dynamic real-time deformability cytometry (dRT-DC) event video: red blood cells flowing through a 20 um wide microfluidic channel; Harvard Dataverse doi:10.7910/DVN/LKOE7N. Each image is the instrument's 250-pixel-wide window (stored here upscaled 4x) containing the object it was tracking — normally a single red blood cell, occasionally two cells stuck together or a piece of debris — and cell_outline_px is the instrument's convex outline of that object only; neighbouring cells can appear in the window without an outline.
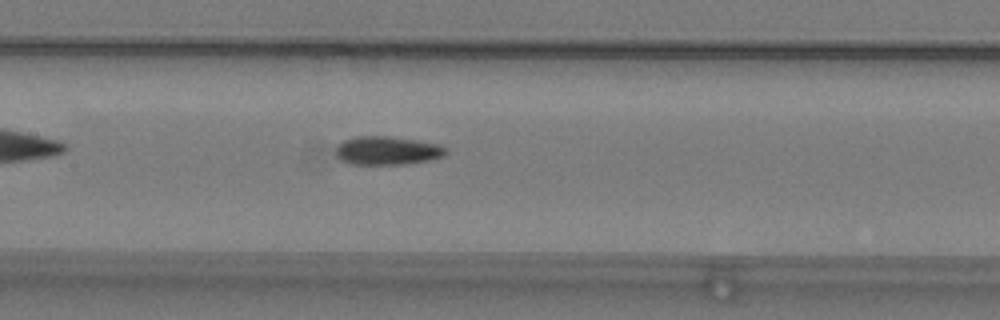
{"species": "common noctule bat (a hibernating species)", "species_latin": "Nyctalus noctula", "temperature_condition": "warm", "stored_images_in_passage": 43, "camera_frame_rate_fps": 3000, "um_per_image_px": 0.085, "animal": {"sex": "male", "body_mass_g": 19.2, "forearm_length_mm": 51.8}, "frame": {"image": 1, "passage_image": 16, "time_ms": 5.0, "image_size_px": [1000, 320], "cell_outline_px": [[448, 152], [444, 156], [428, 160], [408, 164], [348, 164], [340, 160], [336, 156], [336, 144], [344, 140], [356, 136], [388, 136], [416, 140], [440, 144], [448, 148]], "centroid_in_image_um": [32.91, 12.8], "position_along_channel_um": 174.5, "area_um2": 18.55}}
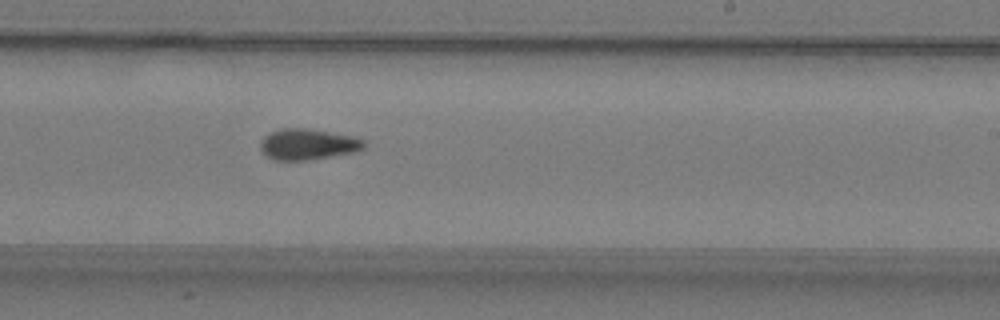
{"frame": {"image": 2, "passage_image": 23, "time_ms": 7.333, "image_size_px": [1000, 320], "cell_outline_px": [[364, 148], [352, 152], [308, 160], [272, 160], [260, 148], [260, 140], [268, 132], [284, 128], [308, 128], [356, 136], [364, 140]], "centroid_in_image_um": [26.14, 12.24], "position_along_channel_um": 262.9, "area_um2": 18.73}}
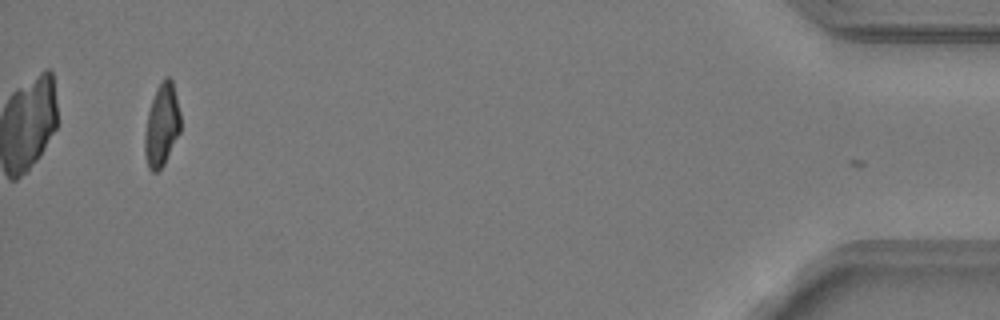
{"frame": {"image": 3, "passage_image": 42, "time_ms": 13.667, "image_size_px": [1000, 320], "cell_outline_px": [[180, 132], [164, 164], [156, 172], [152, 172], [148, 168], [144, 152], [144, 132], [148, 112], [156, 88], [164, 76], [168, 76], [172, 80], [180, 112]], "centroid_in_image_um": [13.74, 10.63], "position_along_channel_um": 421.5, "area_um2": 17.28}, "authors_computed_cell_mechanics": {"area_um2": 18.207, "velocity_mm_per_s": 3.7955, "shape_relaxation_time_tau1_ms": 6.4319, "shape_relaxation_time_tau2_ms": 1.9935, "deformation_change_tau1": 0.1914, "deformation_change_tau2": 0.0773}}